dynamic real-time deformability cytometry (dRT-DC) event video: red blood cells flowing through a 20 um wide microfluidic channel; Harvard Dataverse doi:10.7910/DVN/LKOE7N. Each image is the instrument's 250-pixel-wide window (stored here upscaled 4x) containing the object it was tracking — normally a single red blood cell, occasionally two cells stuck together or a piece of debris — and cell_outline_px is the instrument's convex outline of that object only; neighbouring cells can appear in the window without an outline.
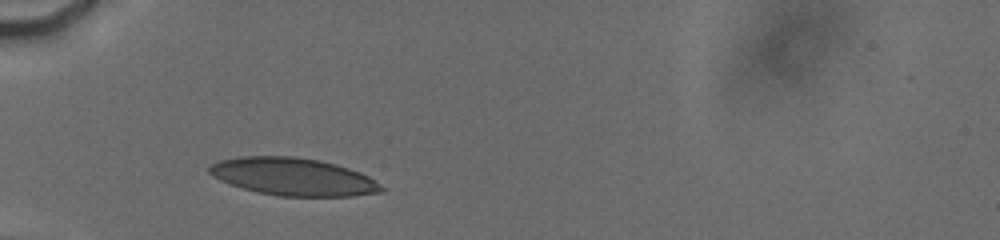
{"species": "human", "species_latin": "Homo sapiens", "temperature_condition": "cold", "stored_images_in_passage": 64, "camera_frame_rate_fps": 3000, "um_per_image_px": 0.085, "donor": {"sex": "male"}, "frame": {"image": 1, "passage_image": 9, "time_ms": 1.333, "image_size_px": [1000, 240], "cell_outline_px": [[384, 192], [356, 196], [280, 196], [256, 192], [220, 180], [212, 176], [208, 172], [208, 168], [212, 164], [220, 160], [240, 156], [292, 156], [320, 160], [336, 164], [360, 172], [368, 176], [384, 188]], "centroid_in_image_um": [24.93, 15.02], "position_along_channel_um": 60.1, "area_um2": 37.69}}
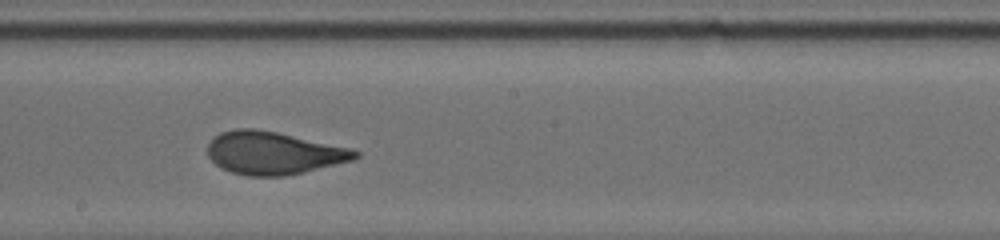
{"frame": {"image": 2, "passage_image": 37, "time_ms": 6.0, "image_size_px": [1000, 240], "cell_outline_px": [[360, 156], [352, 160], [284, 176], [248, 176], [232, 172], [220, 168], [208, 156], [208, 144], [220, 132], [236, 128], [256, 128], [276, 132], [348, 148], [360, 152]], "centroid_in_image_um": [23.19, 13.0], "position_along_channel_um": 225.0, "area_um2": 36.24}}
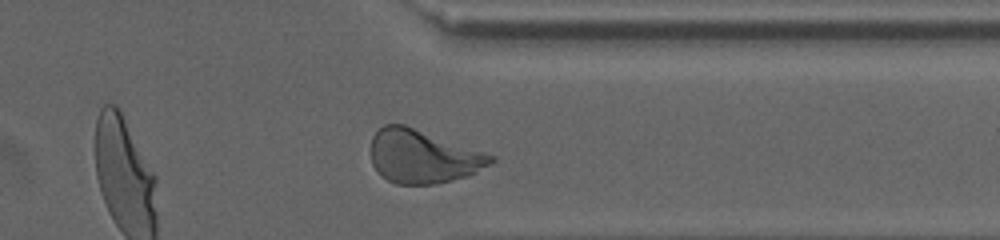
{"frame": {"image": 3, "passage_image": 60, "time_ms": 10.0, "image_size_px": [1000, 240], "cell_outline_px": [[496, 160], [468, 176], [436, 184], [396, 184], [388, 180], [376, 172], [372, 164], [372, 136], [384, 124], [404, 124], [496, 156]], "centroid_in_image_um": [35.93, 13.3], "position_along_channel_um": 375.5, "area_um2": 37.17}, "authors_computed_cell_mechanics": {"area_um2": 36.2695, "velocity_mm_per_s": 3.776, "shape_relaxation_time_tau1_ms": 4.178, "shape_relaxation_time_tau2_ms": null, "deformation_change_tau1": 0.1669, "deformation_change_tau2": null}}